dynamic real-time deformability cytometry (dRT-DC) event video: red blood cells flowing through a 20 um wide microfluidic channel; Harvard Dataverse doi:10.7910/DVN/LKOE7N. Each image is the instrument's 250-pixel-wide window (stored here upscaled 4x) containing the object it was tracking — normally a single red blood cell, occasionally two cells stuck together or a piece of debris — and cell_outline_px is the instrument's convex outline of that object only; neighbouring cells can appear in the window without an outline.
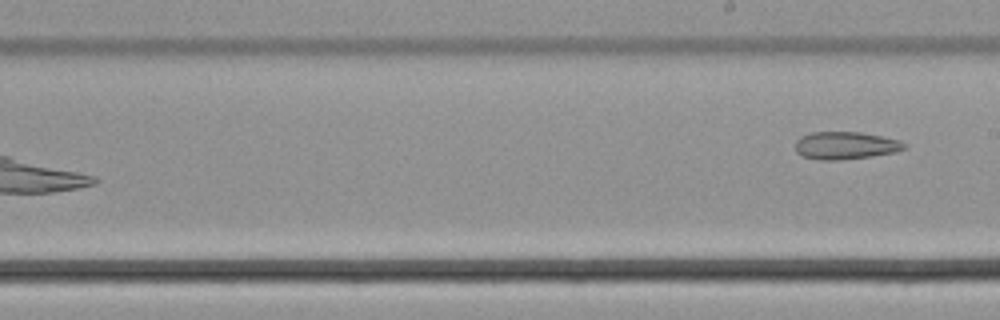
{"species": "common noctule bat (a hibernating species)", "species_latin": "Nyctalus noctula", "temperature_condition": "cold", "stored_images_in_passage": 9, "segment_of_instrument_passage": [2, 2], "camera_frame_rate_fps": 3000, "um_per_image_px": 0.085, "animal": {"sex": "male", "body_mass_g": 21.5, "forearm_length_mm": 52.0}, "frame": {"image": 1, "passage_image": 9, "time_ms": 2.667, "image_size_px": [1000, 320], "cell_outline_px": [[908, 148], [896, 152], [872, 156], [836, 160], [820, 160], [800, 156], [796, 152], [796, 140], [800, 136], [812, 132], [860, 132], [900, 140], [908, 144]], "centroid_in_image_um": [71.88, 12.37], "position_along_channel_um": 217.1, "area_um2": 17.69}}